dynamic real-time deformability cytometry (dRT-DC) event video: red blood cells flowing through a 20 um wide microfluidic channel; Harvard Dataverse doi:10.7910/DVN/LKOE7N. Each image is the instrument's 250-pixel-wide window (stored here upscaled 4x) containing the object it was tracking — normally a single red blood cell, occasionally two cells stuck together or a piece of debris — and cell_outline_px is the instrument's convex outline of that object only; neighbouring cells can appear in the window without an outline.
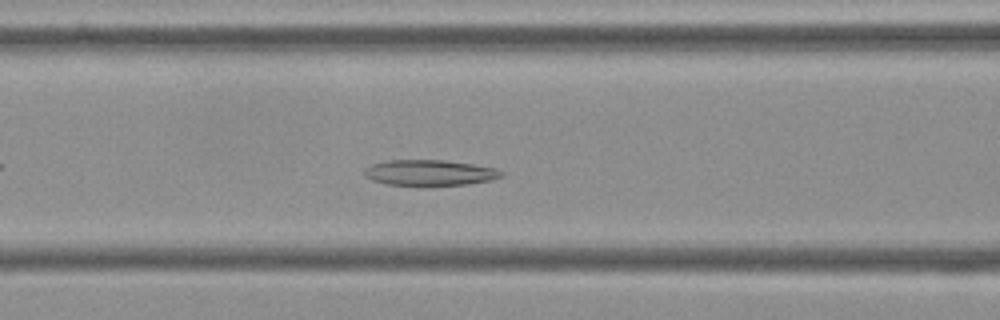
{"species": "Egyptian fruit bat (a non-hibernating species)", "species_latin": "Rousettus aegyptiacus", "temperature_condition": "cold", "stored_images_in_passage": 46, "camera_frame_rate_fps": 3000, "um_per_image_px": 0.085, "frame": {"image": 1, "passage_image": 13, "time_ms": 4.0, "image_size_px": [1000, 320], "cell_outline_px": [[504, 176], [492, 180], [468, 184], [424, 188], [420, 188], [388, 184], [372, 180], [364, 176], [364, 168], [372, 164], [388, 160], [444, 160], [472, 164], [496, 168], [504, 172]], "centroid_in_image_um": [36.53, 14.72], "position_along_channel_um": 130.1, "area_um2": 21.44}}
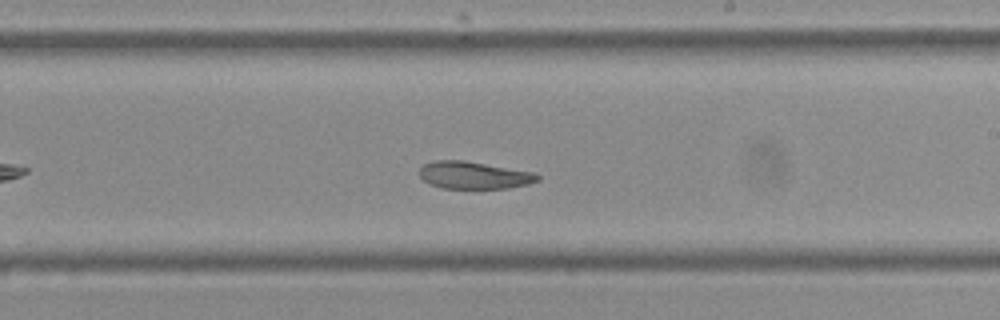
{"frame": {"image": 2, "passage_image": 23, "time_ms": 7.333, "image_size_px": [1000, 320], "cell_outline_px": [[540, 180], [528, 184], [508, 188], [444, 188], [428, 184], [420, 176], [420, 168], [424, 164], [432, 160], [464, 160], [532, 172], [540, 176]], "centroid_in_image_um": [40.26, 14.89], "position_along_channel_um": 248.7, "area_um2": 18.73}}
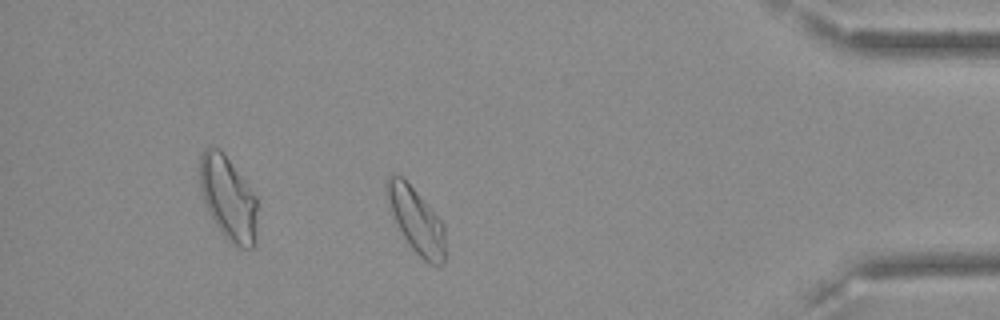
{"frame": {"image": 3, "passage_image": 39, "time_ms": 12.667, "image_size_px": [1000, 320], "cell_outline_px": [[444, 264], [428, 264], [408, 244], [392, 212], [384, 192], [384, 184], [388, 176], [400, 176], [416, 192], [444, 224]], "centroid_in_image_um": [35.36, 18.74], "position_along_channel_um": 399.8, "area_um2": 21.44}, "authors_computed_cell_mechanics": {"area_um2": 21.1259, "velocity_mm_per_s": 3.5673, "shape_relaxation_time_tau1_ms": 5.8253, "shape_relaxation_time_tau2_ms": 3.6827, "deformation_change_tau1": 0.1582, "deformation_change_tau2": 0.0988}}